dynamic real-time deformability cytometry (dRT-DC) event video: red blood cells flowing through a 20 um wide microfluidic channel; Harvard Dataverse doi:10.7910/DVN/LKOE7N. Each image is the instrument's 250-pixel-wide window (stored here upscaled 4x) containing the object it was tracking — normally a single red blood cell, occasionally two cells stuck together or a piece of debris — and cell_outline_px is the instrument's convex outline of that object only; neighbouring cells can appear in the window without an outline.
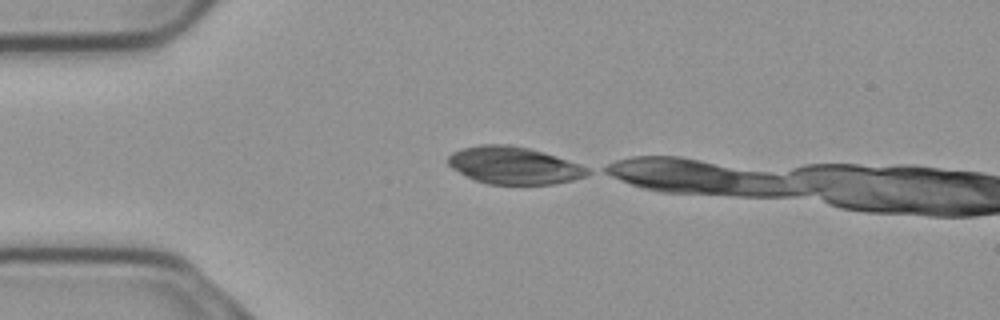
{"species": "common noctule bat (a hibernating species)", "species_latin": "Nyctalus noctula", "temperature_condition": "cold", "stored_images_in_passage": 5, "camera_frame_rate_fps": 3000, "um_per_image_px": 0.085, "animal": {"sex": "male", "body_mass_g": 23.1, "forearm_length_mm": 52.7}, "frame": {"image": 1, "passage_image": 1, "time_ms": 0.0, "image_size_px": [1000, 320], "cell_outline_px": [[592, 172], [584, 176], [572, 180], [552, 184], [488, 184], [476, 180], [452, 168], [448, 164], [448, 156], [452, 152], [460, 148], [480, 144], [508, 144], [528, 148], [544, 152], [580, 164], [588, 168]], "centroid_in_image_um": [43.67, 14.05], "position_along_channel_um": 41.3, "area_um2": 30.23}}